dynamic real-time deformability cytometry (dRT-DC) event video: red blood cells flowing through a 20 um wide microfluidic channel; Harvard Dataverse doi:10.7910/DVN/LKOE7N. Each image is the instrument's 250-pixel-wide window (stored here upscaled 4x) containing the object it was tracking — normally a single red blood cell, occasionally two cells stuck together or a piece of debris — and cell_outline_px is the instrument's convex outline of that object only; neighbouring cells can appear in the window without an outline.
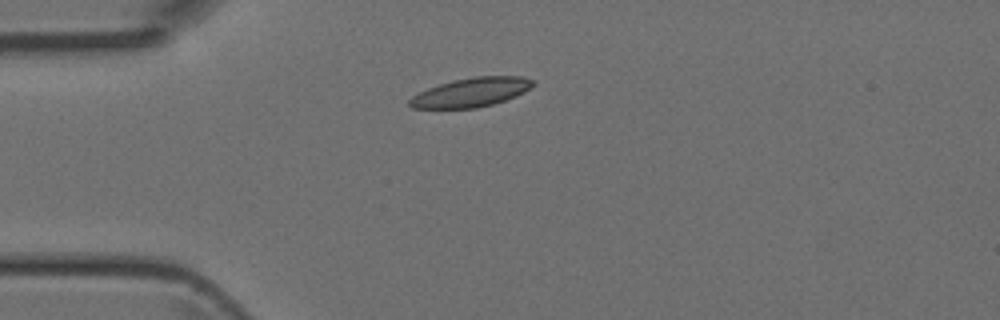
{"species": "Egyptian fruit bat (a non-hibernating species)", "species_latin": "Rousettus aegyptiacus", "temperature_condition": "room temperature", "stored_images_in_passage": 19, "camera_frame_rate_fps": 3000, "um_per_image_px": 0.085, "animal": {"sex": "female"}, "frame": {"image": 1, "passage_image": 1, "time_ms": 0.0, "image_size_px": [1000, 320], "cell_outline_px": [[532, 84], [524, 92], [516, 96], [492, 104], [476, 108], [412, 108], [408, 104], [408, 100], [412, 96], [428, 88], [452, 80], [476, 76], [520, 76], [532, 80]], "centroid_in_image_um": [40.0, 7.85], "position_along_channel_um": 45.0, "area_um2": 20.63}}
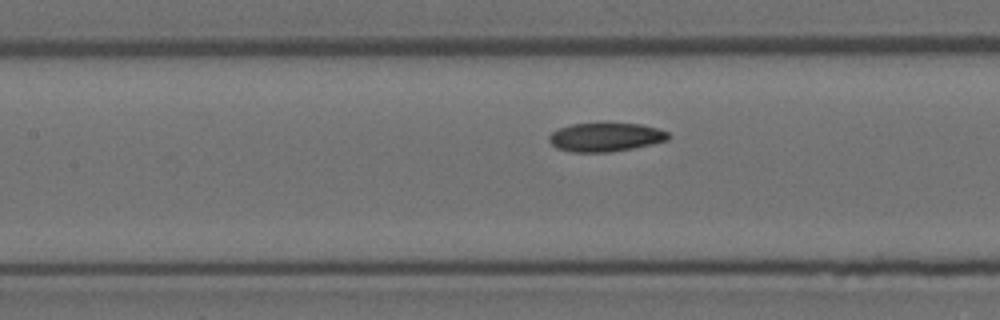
{"frame": {"image": 2, "passage_image": 10, "time_ms": 3.0, "image_size_px": [1000, 320], "cell_outline_px": [[668, 140], [632, 148], [608, 152], [572, 152], [556, 148], [548, 140], [548, 136], [552, 132], [560, 128], [572, 124], [640, 124], [656, 128], [668, 132]], "centroid_in_image_um": [51.43, 11.67], "position_along_channel_um": 156.0, "area_um2": 19.59}}
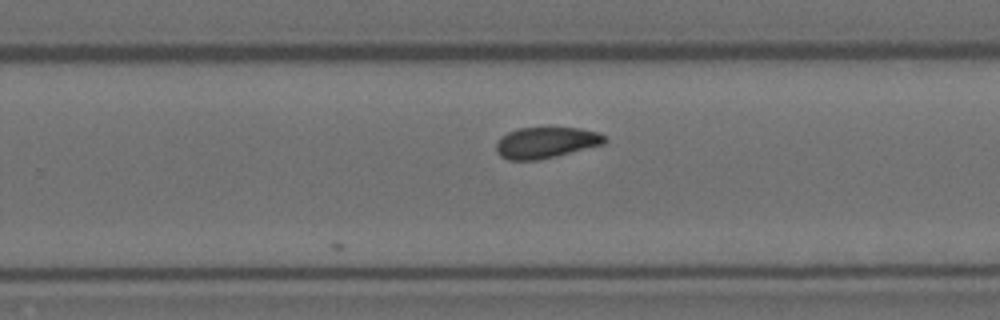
{"frame": {"image": 3, "passage_image": 19, "time_ms": 6.0, "image_size_px": [1000, 320], "cell_outline_px": [[608, 140], [604, 144], [556, 156], [536, 160], [508, 160], [500, 156], [496, 152], [496, 144], [500, 136], [508, 132], [520, 128], [580, 128], [600, 132]], "centroid_in_image_um": [46.4, 12.12], "position_along_channel_um": 283.4, "area_um2": 19.71}}